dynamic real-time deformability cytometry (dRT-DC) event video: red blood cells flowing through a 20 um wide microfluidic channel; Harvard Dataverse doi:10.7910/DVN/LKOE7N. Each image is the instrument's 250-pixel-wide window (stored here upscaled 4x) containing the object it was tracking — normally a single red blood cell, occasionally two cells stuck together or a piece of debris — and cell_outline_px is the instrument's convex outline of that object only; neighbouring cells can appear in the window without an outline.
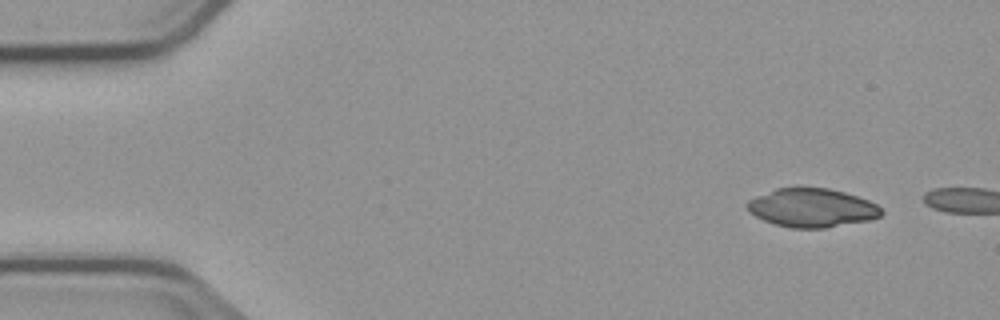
{"species": "common noctule bat (a hibernating species)", "species_latin": "Nyctalus noctula", "temperature_condition": "cold", "stored_images_in_passage": 6, "segment_of_instrument_passage": [1, 2], "camera_frame_rate_fps": 3000, "um_per_image_px": 0.085, "animal": {"sex": "male", "body_mass_g": 23.1, "forearm_length_mm": 52.7}, "frame": {"image": 1, "passage_image": 1, "time_ms": 0.0, "image_size_px": [1000, 320], "cell_outline_px": [[884, 212], [880, 216], [868, 220], [824, 228], [792, 228], [776, 224], [764, 220], [748, 212], [744, 204], [748, 200], [756, 196], [776, 188], [828, 188], [844, 192], [868, 200], [876, 204]], "centroid_in_image_um": [68.98, 17.66], "position_along_channel_um": 16.0, "area_um2": 30.06}}